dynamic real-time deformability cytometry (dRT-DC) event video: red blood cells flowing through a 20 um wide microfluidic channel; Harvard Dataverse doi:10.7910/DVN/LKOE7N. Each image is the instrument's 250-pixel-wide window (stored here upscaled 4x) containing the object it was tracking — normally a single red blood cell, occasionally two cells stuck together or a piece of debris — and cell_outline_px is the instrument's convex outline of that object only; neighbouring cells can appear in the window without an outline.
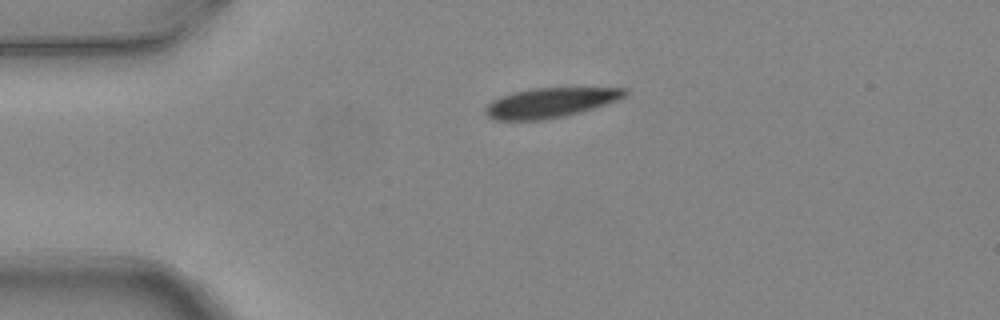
{"species": "common noctule bat (a hibernating species)", "species_latin": "Nyctalus noctula", "temperature_condition": "warm", "stored_images_in_passage": 2, "camera_frame_rate_fps": 3000, "um_per_image_px": 0.085, "animal": {"sex": "female", "body_mass_g": 24.6, "forearm_length_mm": 56.2}, "frame": {"image": 1, "passage_image": 1, "time_ms": 0.0, "image_size_px": [1000, 320], "cell_outline_px": [[628, 96], [620, 100], [580, 112], [564, 116], [544, 120], [496, 120], [488, 116], [484, 112], [484, 108], [492, 100], [500, 96], [512, 92], [532, 88], [628, 88]], "centroid_in_image_um": [46.8, 8.72], "position_along_channel_um": 38.2, "area_um2": 24.39}}